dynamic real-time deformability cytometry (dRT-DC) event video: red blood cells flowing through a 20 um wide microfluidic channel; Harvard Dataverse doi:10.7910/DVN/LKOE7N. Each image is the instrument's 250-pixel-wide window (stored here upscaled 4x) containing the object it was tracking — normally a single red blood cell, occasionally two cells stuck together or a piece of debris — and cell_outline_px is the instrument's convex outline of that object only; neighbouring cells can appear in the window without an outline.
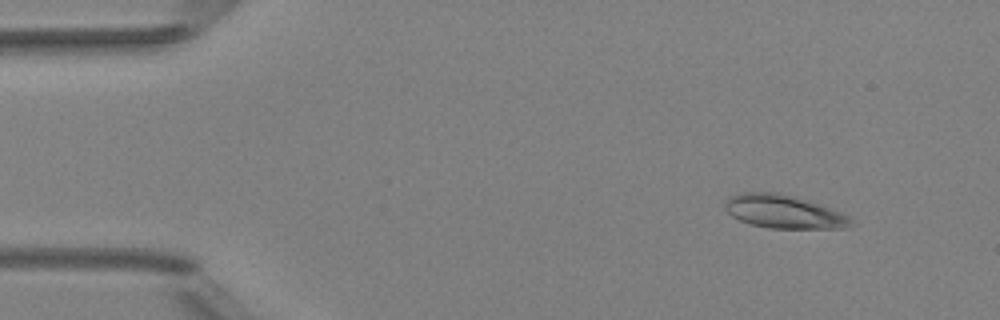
{"species": "Egyptian fruit bat (a non-hibernating species)", "species_latin": "Rousettus aegyptiacus", "temperature_condition": "room temperature", "stored_images_in_passage": 4, "camera_frame_rate_fps": 3000, "um_per_image_px": 0.085, "animal": {"sex": "female"}, "frame": {"image": 1, "passage_image": 1, "time_ms": 0.0, "image_size_px": [1000, 320], "cell_outline_px": [[856, 224], [848, 228], [768, 228], [748, 224], [732, 216], [724, 208], [724, 200], [728, 196], [740, 192], [776, 192], [792, 196], [820, 204], [852, 216]], "centroid_in_image_um": [66.64, 17.99], "position_along_channel_um": 18.4, "area_um2": 24.91}}
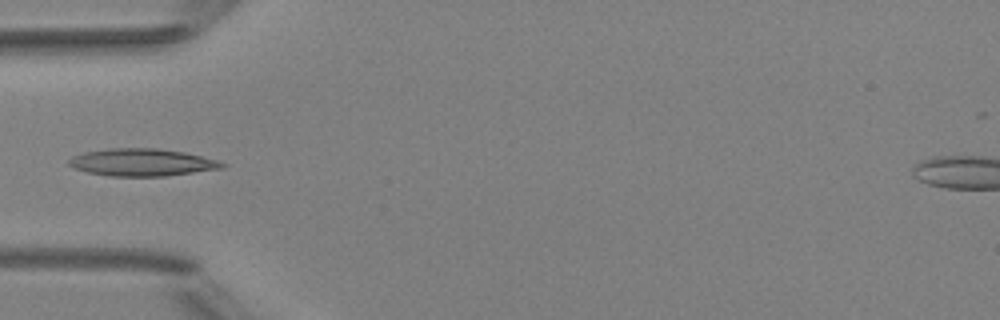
{"frame": {"image": 2, "passage_image": 4, "time_ms": 3.667, "image_size_px": [1000, 320], "cell_outline_px": [[228, 164], [224, 168], [164, 176], [108, 176], [88, 172], [72, 168], [68, 164], [68, 160], [72, 156], [84, 152], [108, 148], [156, 148], [184, 152], [216, 160]], "centroid_in_image_um": [12.03, 13.8], "position_along_channel_um": 73.0, "area_um2": 24.45}}